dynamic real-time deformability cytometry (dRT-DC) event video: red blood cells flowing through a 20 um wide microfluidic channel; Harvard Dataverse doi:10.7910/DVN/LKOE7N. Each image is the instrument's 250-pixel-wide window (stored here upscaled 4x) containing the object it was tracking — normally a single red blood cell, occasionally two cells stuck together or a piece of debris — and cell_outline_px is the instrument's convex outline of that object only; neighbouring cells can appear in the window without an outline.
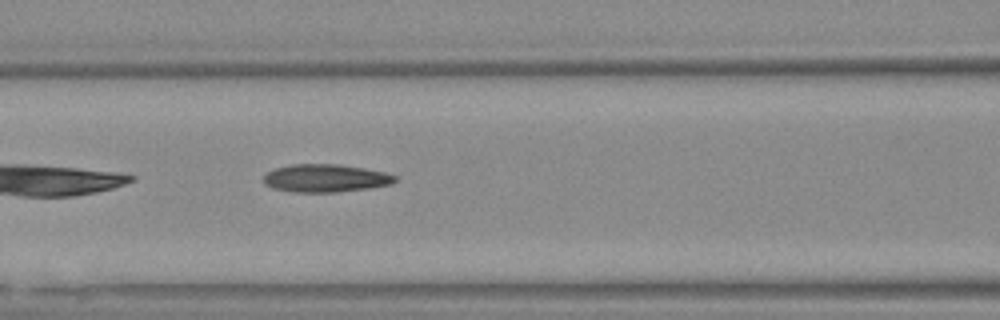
{"species": "Egyptian fruit bat (a non-hibernating species)", "species_latin": "Rousettus aegyptiacus", "temperature_condition": "warm", "stored_images_in_passage": 14, "camera_frame_rate_fps": 3000, "um_per_image_px": 0.085, "animal": {"sex": "female"}, "frame": {"image": 1, "passage_image": 7, "time_ms": 2.0, "image_size_px": [1000, 320], "cell_outline_px": [[396, 180], [392, 184], [368, 188], [336, 192], [292, 192], [272, 188], [264, 184], [264, 176], [268, 172], [276, 168], [292, 164], [336, 164], [364, 168], [384, 172], [396, 176]], "centroid_in_image_um": [27.65, 15.15], "position_along_channel_um": 138.9, "area_um2": 21.27}}
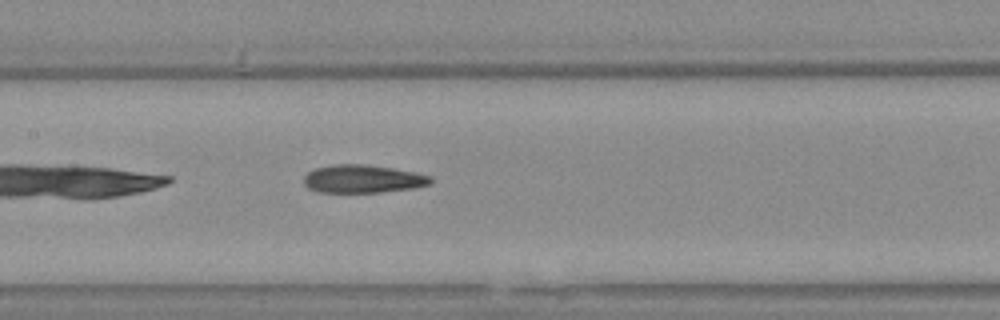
{"frame": {"image": 2, "passage_image": 10, "time_ms": 3.0, "image_size_px": [1000, 320], "cell_outline_px": [[432, 184], [412, 188], [380, 192], [320, 192], [308, 188], [304, 184], [304, 176], [308, 172], [316, 168], [336, 164], [360, 164], [392, 168], [416, 172], [432, 176]], "centroid_in_image_um": [30.86, 15.2], "position_along_channel_um": 176.5, "area_um2": 20.63}}